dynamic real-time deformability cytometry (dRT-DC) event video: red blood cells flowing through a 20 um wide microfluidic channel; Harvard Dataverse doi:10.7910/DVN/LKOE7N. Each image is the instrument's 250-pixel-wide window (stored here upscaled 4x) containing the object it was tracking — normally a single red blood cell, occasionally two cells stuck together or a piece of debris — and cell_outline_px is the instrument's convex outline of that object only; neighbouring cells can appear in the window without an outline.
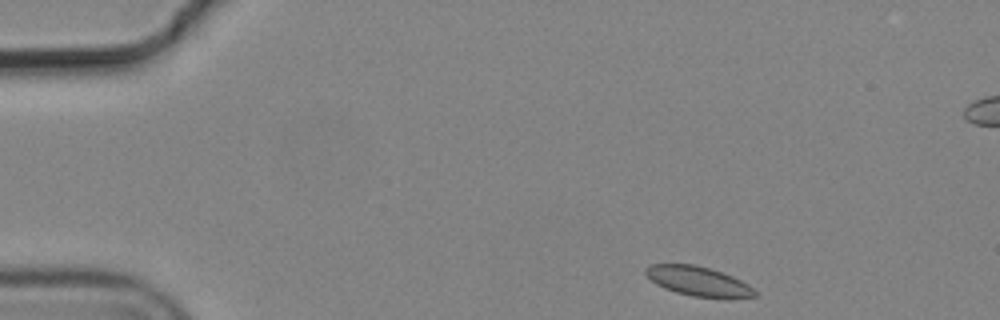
{"species": "common noctule bat (a hibernating species)", "species_latin": "Nyctalus noctula", "temperature_condition": "cold", "stored_images_in_passage": 8, "camera_frame_rate_fps": 3000, "um_per_image_px": 0.085, "animal": {"sex": "male", "body_mass_g": 19.2, "forearm_length_mm": 51.8}, "frame": {"image": 1, "passage_image": 1, "time_ms": 0.0, "image_size_px": [1000, 320], "cell_outline_px": [[756, 296], [692, 296], [676, 292], [664, 288], [656, 284], [644, 272], [644, 268], [652, 264], [696, 264], [732, 276], [748, 284], [756, 292]], "centroid_in_image_um": [59.26, 23.86], "position_along_channel_um": 25.7, "area_um2": 18.09}}
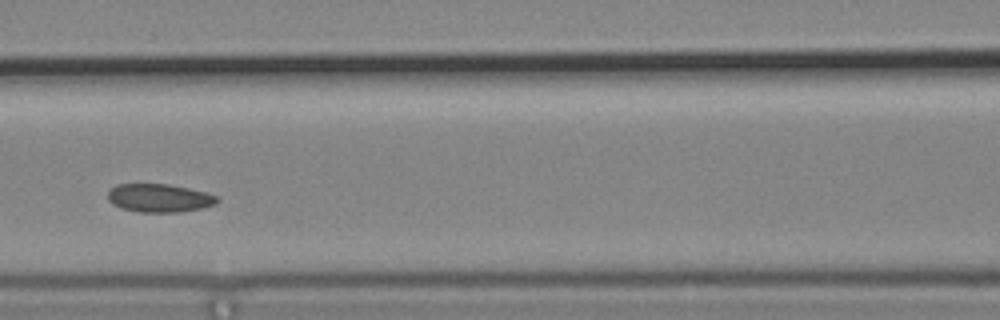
{"frame": {"image": 2, "passage_image": 6, "time_ms": 1.667, "image_size_px": [1000, 320], "cell_outline_px": [[220, 200], [216, 204], [200, 208], [180, 212], [140, 212], [120, 208], [112, 204], [108, 200], [108, 192], [116, 184], [168, 184], [188, 188], [204, 192], [216, 196]], "centroid_in_image_um": [13.52, 16.83], "position_along_channel_um": 153.1, "area_um2": 17.98}}
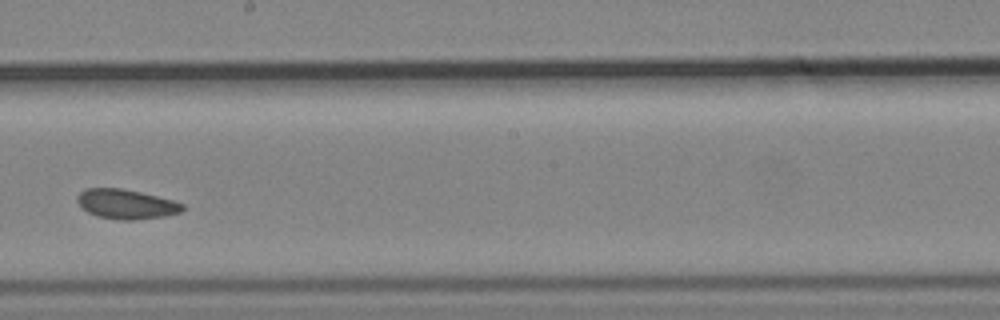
{"frame": {"image": 3, "passage_image": 8, "time_ms": 2.333, "image_size_px": [1000, 320], "cell_outline_px": [[184, 208], [180, 212], [164, 216], [132, 220], [120, 220], [96, 216], [88, 212], [76, 200], [76, 196], [84, 188], [124, 188], [172, 200], [184, 204]], "centroid_in_image_um": [10.7, 17.34], "position_along_channel_um": 237.5, "area_um2": 18.09}}